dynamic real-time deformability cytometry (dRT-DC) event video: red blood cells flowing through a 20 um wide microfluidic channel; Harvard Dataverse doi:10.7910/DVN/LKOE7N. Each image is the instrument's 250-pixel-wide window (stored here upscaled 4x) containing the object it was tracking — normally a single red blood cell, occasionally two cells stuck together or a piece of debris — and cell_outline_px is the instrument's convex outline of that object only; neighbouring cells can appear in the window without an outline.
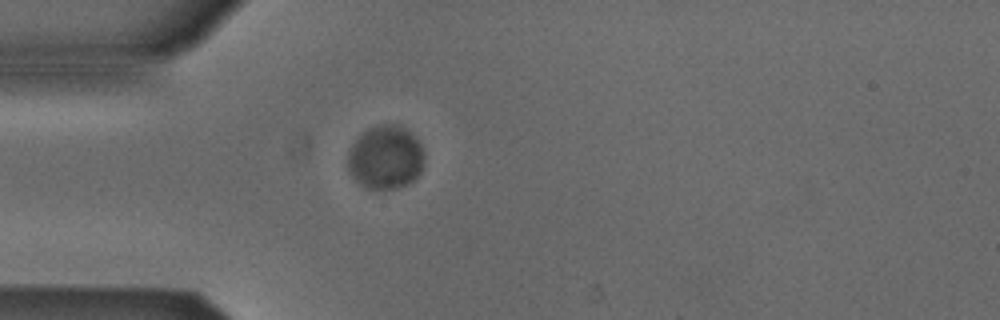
{"species": "Egyptian fruit bat (a non-hibernating species)", "species_latin": "Rousettus aegyptiacus", "temperature_condition": "cold", "stored_images_in_passage": 39, "camera_frame_rate_fps": 3000, "um_per_image_px": 0.085, "animal": {"sex": "male"}, "frame": {"image": 1, "passage_image": 1, "time_ms": 0.0, "image_size_px": [1000, 320], "cell_outline_px": [[424, 164], [420, 172], [408, 184], [396, 188], [368, 188], [356, 180], [348, 168], [348, 152], [352, 144], [368, 128], [380, 124], [396, 124], [404, 128], [420, 144], [424, 152]], "centroid_in_image_um": [32.77, 13.37], "position_along_channel_um": 52.2, "area_um2": 27.92}}
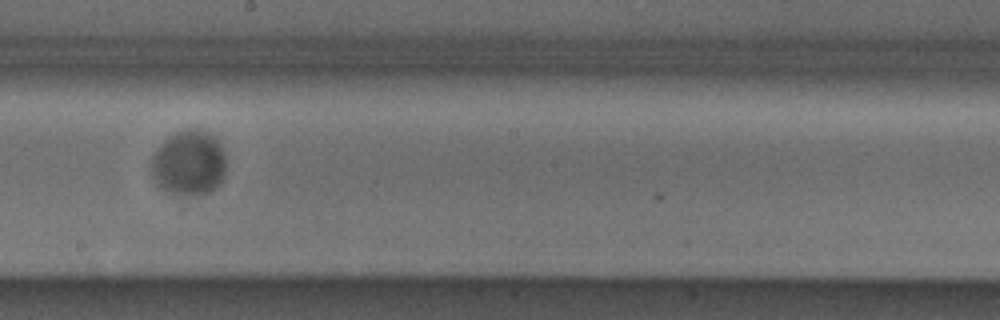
{"frame": {"image": 2, "passage_image": 16, "time_ms": 5.0, "image_size_px": [1000, 320], "cell_outline_px": [[224, 176], [220, 184], [216, 188], [208, 192], [176, 192], [164, 188], [152, 176], [152, 156], [160, 144], [176, 132], [208, 132], [216, 136], [224, 152]], "centroid_in_image_um": [16.09, 13.82], "position_along_channel_um": 232.1, "area_um2": 26.99}}
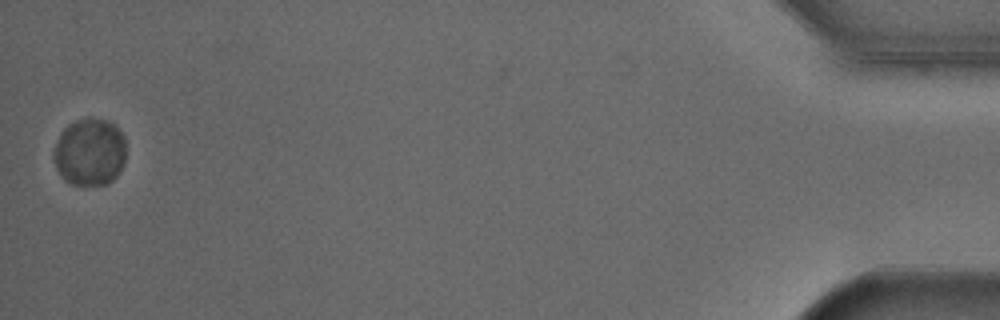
{"frame": {"image": 3, "passage_image": 39, "time_ms": 12.667, "image_size_px": [1000, 320], "cell_outline_px": [[124, 160], [116, 176], [112, 180], [104, 184], [72, 184], [64, 180], [60, 176], [56, 168], [52, 152], [64, 128], [68, 124], [80, 120], [104, 120], [112, 124], [124, 136]], "centroid_in_image_um": [7.59, 12.96], "position_along_channel_um": 427.6, "area_um2": 27.69}, "authors_computed_cell_mechanics": {"area_um2": 27.455, "velocity_mm_per_s": 3.7762, "shape_relaxation_time_tau1_ms": 0.5993, "shape_relaxation_time_tau2_ms": null, "deformation_change_tau1": 0.014, "deformation_change_tau2": null}}